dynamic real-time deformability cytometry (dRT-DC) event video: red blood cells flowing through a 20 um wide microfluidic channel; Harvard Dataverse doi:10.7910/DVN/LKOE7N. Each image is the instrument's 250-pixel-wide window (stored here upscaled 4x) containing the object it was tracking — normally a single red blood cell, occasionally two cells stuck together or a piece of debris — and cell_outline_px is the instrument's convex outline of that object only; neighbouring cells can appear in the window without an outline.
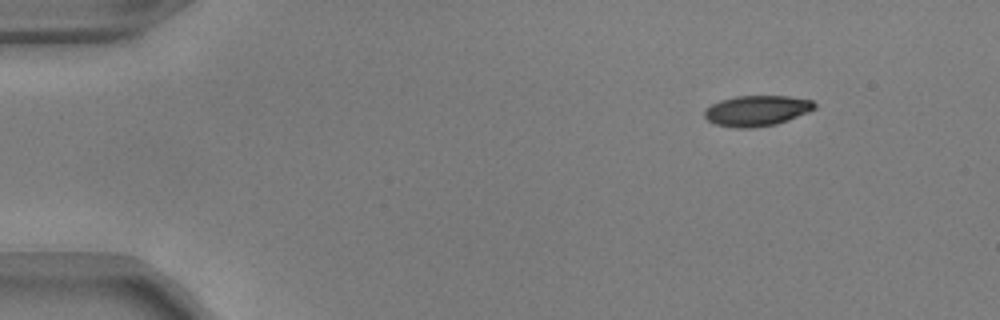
{"species": "common noctule bat (a hibernating species)", "species_latin": "Nyctalus noctula", "temperature_condition": "warm", "stored_images_in_passage": 47, "camera_frame_rate_fps": 3000, "um_per_image_px": 0.085, "animal": {"sex": "male", "body_mass_g": 17.9, "forearm_length_mm": 54.2}, "frame": {"image": 1, "passage_image": 1, "time_ms": 0.0, "image_size_px": [1000, 320], "cell_outline_px": [[816, 108], [808, 112], [788, 120], [776, 124], [752, 128], [736, 128], [716, 124], [708, 120], [704, 116], [704, 108], [720, 100], [736, 96], [788, 96], [812, 100], [816, 104]], "centroid_in_image_um": [64.32, 9.41], "position_along_channel_um": 20.7, "area_um2": 19.65}}
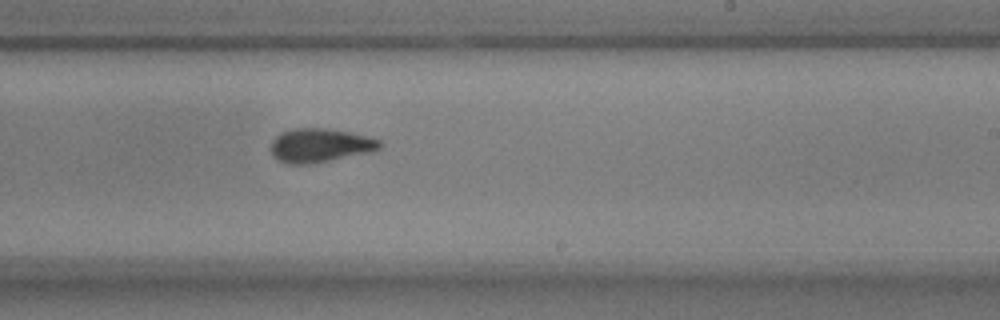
{"frame": {"image": 2, "passage_image": 27, "time_ms": 8.667, "image_size_px": [1000, 320], "cell_outline_px": [[384, 144], [380, 148], [372, 152], [308, 164], [288, 164], [276, 160], [272, 156], [272, 140], [280, 132], [292, 128], [324, 128], [352, 132], [380, 140]], "centroid_in_image_um": [27.2, 12.35], "position_along_channel_um": 261.8, "area_um2": 21.62}}
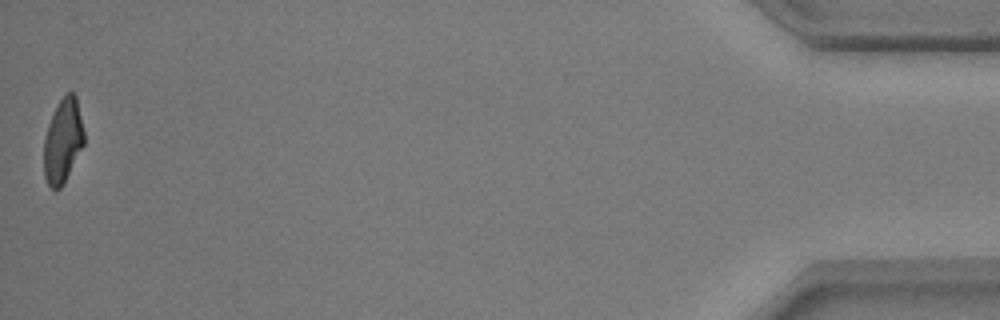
{"frame": {"image": 3, "passage_image": 47, "time_ms": 15.333, "image_size_px": [1000, 320], "cell_outline_px": [[84, 144], [64, 184], [60, 188], [52, 188], [48, 184], [44, 176], [44, 140], [48, 124], [60, 100], [68, 92], [72, 92], [76, 96], [84, 132]], "centroid_in_image_um": [5.35, 12.0], "position_along_channel_um": 429.9, "area_um2": 19.48}, "authors_computed_cell_mechanics": {"area_um2": 21.1548, "velocity_mm_per_s": 3.8495, "shape_relaxation_time_tau1_ms": 6.022, "shape_relaxation_time_tau2_ms": 1.848, "deformation_change_tau1": 0.2188, "deformation_change_tau2": 0.0814}}